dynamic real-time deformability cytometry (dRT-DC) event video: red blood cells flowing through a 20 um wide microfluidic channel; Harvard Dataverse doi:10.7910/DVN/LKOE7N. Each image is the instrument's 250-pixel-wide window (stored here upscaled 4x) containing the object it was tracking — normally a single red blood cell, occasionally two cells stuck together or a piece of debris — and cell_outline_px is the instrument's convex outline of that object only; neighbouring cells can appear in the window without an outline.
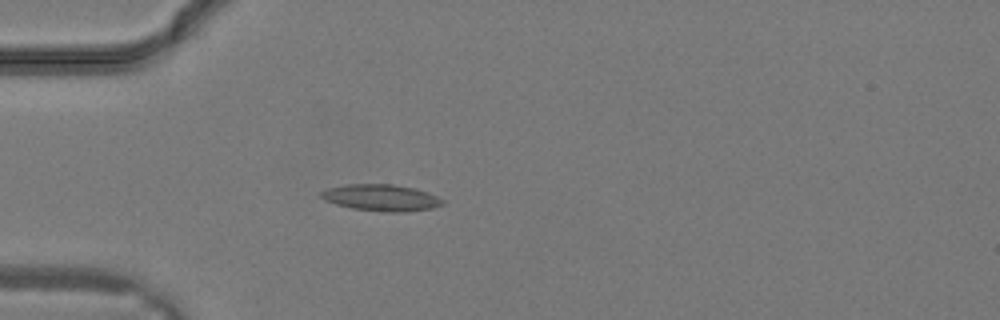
{"species": "common noctule bat (a hibernating species)", "species_latin": "Nyctalus noctula", "temperature_condition": "warm", "stored_images_in_passage": 23, "camera_frame_rate_fps": 3000, "um_per_image_px": 0.085, "animal": {"sex": "male", "body_mass_g": 19.2, "forearm_length_mm": 51.8}, "frame": {"image": 1, "passage_image": 1, "time_ms": 0.0, "image_size_px": [1000, 320], "cell_outline_px": [[444, 204], [432, 208], [404, 212], [388, 212], [352, 208], [336, 204], [324, 200], [320, 196], [320, 192], [328, 188], [348, 184], [392, 184], [416, 188], [428, 192], [444, 200]], "centroid_in_image_um": [32.41, 16.8], "position_along_channel_um": 52.6, "area_um2": 18.79}}
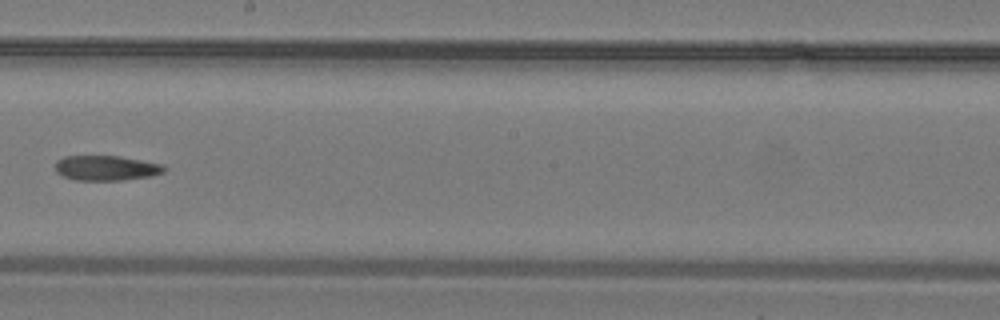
{"frame": {"image": 2, "passage_image": 10, "time_ms": 3.0, "image_size_px": [1000, 320], "cell_outline_px": [[168, 168], [164, 172], [152, 176], [120, 180], [76, 180], [64, 176], [56, 172], [56, 160], [64, 156], [120, 156], [164, 164]], "centroid_in_image_um": [9.07, 14.27], "position_along_channel_um": 239.1, "area_um2": 15.95}}
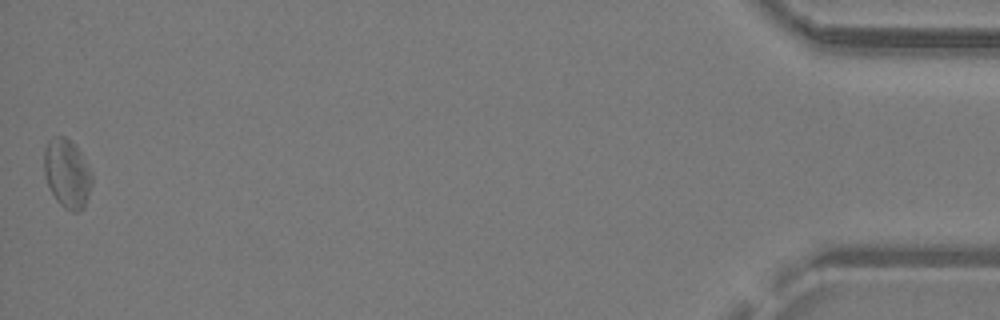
{"frame": {"image": 3, "passage_image": 23, "time_ms": 7.333, "image_size_px": [1000, 320], "cell_outline_px": [[92, 184], [84, 208], [80, 212], [72, 212], [64, 208], [56, 200], [48, 184], [44, 172], [44, 148], [48, 140], [52, 136], [64, 136], [76, 144], [92, 172]], "centroid_in_image_um": [5.71, 14.73], "position_along_channel_um": 429.5, "area_um2": 19.48}}